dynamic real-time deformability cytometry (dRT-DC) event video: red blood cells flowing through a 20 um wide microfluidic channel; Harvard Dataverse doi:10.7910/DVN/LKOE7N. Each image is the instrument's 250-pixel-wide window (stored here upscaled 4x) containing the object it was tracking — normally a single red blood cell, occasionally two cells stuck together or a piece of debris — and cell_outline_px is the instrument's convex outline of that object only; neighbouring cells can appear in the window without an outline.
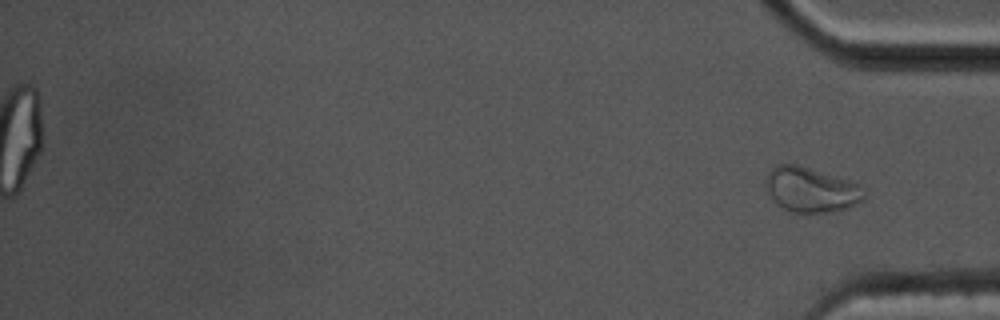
{"species": "common noctule bat (a hibernating species)", "species_latin": "Nyctalus noctula", "temperature_condition": "cold", "stored_images_in_passage": 46, "segment_of_instrument_passage": [2, 2], "camera_frame_rate_fps": 3000, "um_per_image_px": 0.085, "animal": {"sex": "male", "body_mass_g": 17.5, "forearm_length_mm": 52.3}, "frame": {"image": 1, "passage_image": 46, "time_ms": 15.0, "image_size_px": [1000, 320], "cell_outline_px": [[864, 200], [848, 208], [828, 212], [804, 216], [792, 212], [784, 208], [768, 192], [764, 184], [768, 172], [776, 164], [796, 164], [848, 180], [856, 184], [864, 196]], "centroid_in_image_um": [68.89, 16.16], "position_along_channel_um": 366.3, "area_um2": 25.61}}